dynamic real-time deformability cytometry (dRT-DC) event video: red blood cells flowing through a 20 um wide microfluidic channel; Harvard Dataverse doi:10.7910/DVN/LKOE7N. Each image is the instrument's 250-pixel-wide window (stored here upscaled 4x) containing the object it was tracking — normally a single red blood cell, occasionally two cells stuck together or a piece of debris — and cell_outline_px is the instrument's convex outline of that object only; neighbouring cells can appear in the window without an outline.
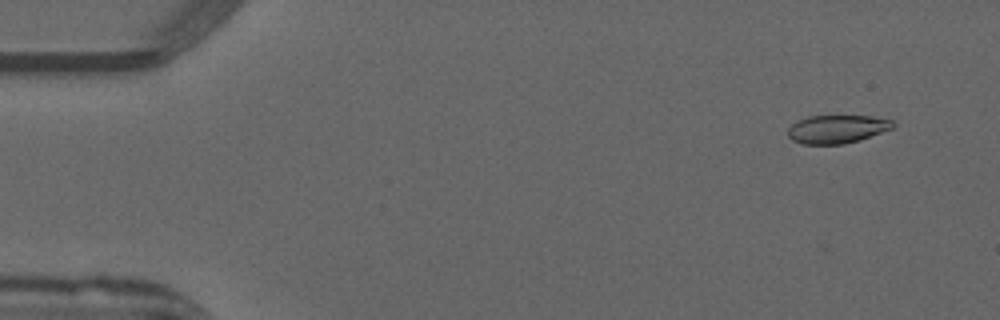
{"species": "common noctule bat (a hibernating species)", "species_latin": "Nyctalus noctula", "temperature_condition": "warm", "stored_images_in_passage": 52, "camera_frame_rate_fps": 3000, "um_per_image_px": 0.085, "animal": {"sex": "male", "forearm_length_mm": 52.5}, "frame": {"image": 1, "passage_image": 4, "time_ms": 1.0, "image_size_px": [1000, 320], "cell_outline_px": [[896, 124], [892, 128], [860, 140], [844, 144], [804, 144], [792, 140], [788, 136], [788, 128], [792, 124], [808, 116], [872, 116], [892, 120]], "centroid_in_image_um": [71.15, 10.97], "position_along_channel_um": 13.8, "area_um2": 17.22}}
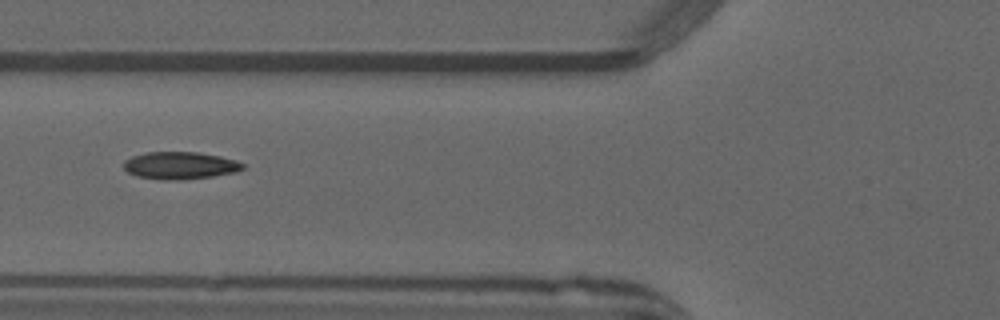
{"frame": {"image": 2, "passage_image": 20, "time_ms": 6.333, "image_size_px": [1000, 320], "cell_outline_px": [[244, 168], [236, 172], [212, 176], [180, 180], [164, 180], [136, 176], [128, 172], [124, 168], [124, 160], [132, 156], [144, 152], [196, 152], [220, 156], [236, 160], [244, 164]], "centroid_in_image_um": [15.29, 14.06], "position_along_channel_um": 110.5, "area_um2": 19.02}}
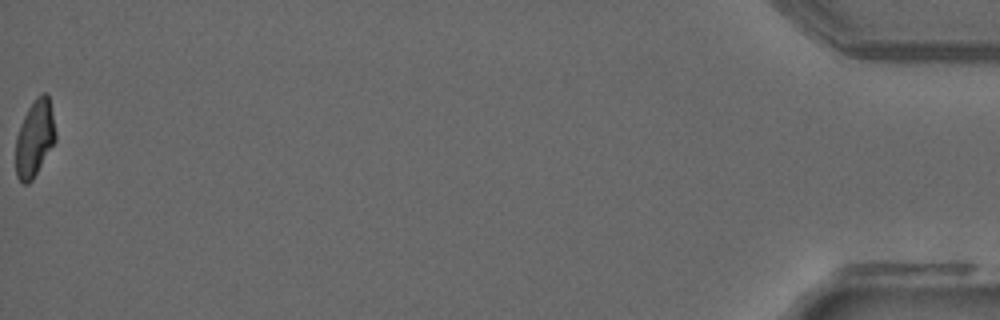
{"frame": {"image": 3, "passage_image": 52, "time_ms": 17.0, "image_size_px": [1000, 320], "cell_outline_px": [[56, 140], [32, 180], [28, 184], [24, 184], [16, 176], [16, 136], [20, 124], [28, 108], [36, 96], [44, 92], [48, 92], [56, 132]], "centroid_in_image_um": [2.95, 11.73], "position_along_channel_um": 432.3, "area_um2": 17.8}, "authors_computed_cell_mechanics": {"area_um2": 18.5538, "velocity_mm_per_s": 3.9893, "shape_relaxation_time_tau1_ms": null, "shape_relaxation_time_tau2_ms": 1.9767, "deformation_change_tau1": null, "deformation_change_tau2": 0.0613}}